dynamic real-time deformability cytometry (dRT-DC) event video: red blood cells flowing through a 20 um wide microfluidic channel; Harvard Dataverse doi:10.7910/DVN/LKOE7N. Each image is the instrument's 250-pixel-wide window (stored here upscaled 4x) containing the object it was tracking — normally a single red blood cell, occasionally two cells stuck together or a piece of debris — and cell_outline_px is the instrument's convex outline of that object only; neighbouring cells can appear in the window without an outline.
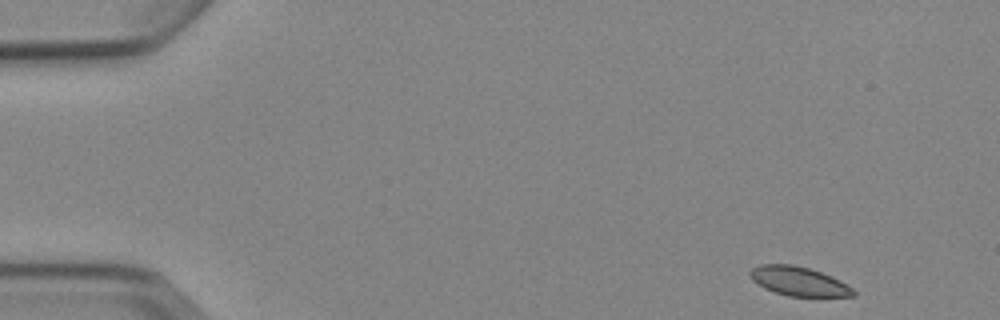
{"species": "Egyptian fruit bat (a non-hibernating species)", "species_latin": "Rousettus aegyptiacus", "temperature_condition": "cold", "stored_images_in_passage": 4, "camera_frame_rate_fps": 3000, "um_per_image_px": 0.085, "animal": {"sex": "female"}, "frame": {"image": 1, "passage_image": 1, "time_ms": 0.0, "image_size_px": [1000, 320], "cell_outline_px": [[856, 296], [788, 296], [764, 288], [752, 280], [748, 272], [752, 268], [760, 264], [792, 264], [808, 268], [832, 276], [840, 280], [852, 288], [856, 292]], "centroid_in_image_um": [67.88, 23.9], "position_along_channel_um": 17.1, "area_um2": 17.46}}
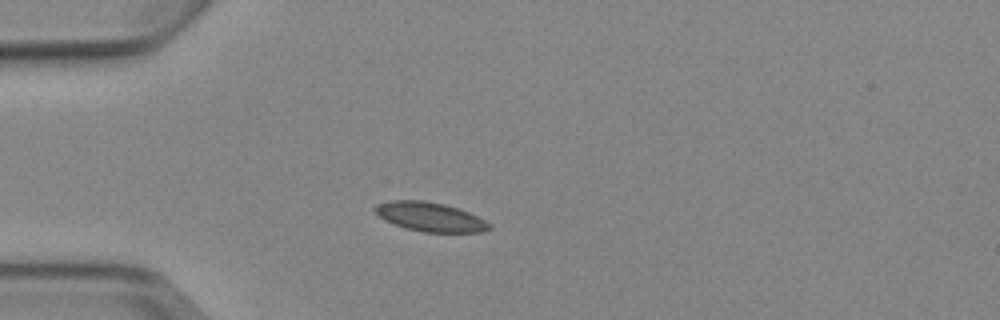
{"frame": {"image": 2, "passage_image": 4, "time_ms": 3.333, "image_size_px": [1000, 320], "cell_outline_px": [[492, 228], [484, 232], [424, 232], [408, 228], [384, 220], [372, 208], [376, 204], [392, 200], [424, 200], [444, 204], [468, 212], [492, 224]], "centroid_in_image_um": [36.57, 18.43], "position_along_channel_um": 48.4, "area_um2": 19.25}}